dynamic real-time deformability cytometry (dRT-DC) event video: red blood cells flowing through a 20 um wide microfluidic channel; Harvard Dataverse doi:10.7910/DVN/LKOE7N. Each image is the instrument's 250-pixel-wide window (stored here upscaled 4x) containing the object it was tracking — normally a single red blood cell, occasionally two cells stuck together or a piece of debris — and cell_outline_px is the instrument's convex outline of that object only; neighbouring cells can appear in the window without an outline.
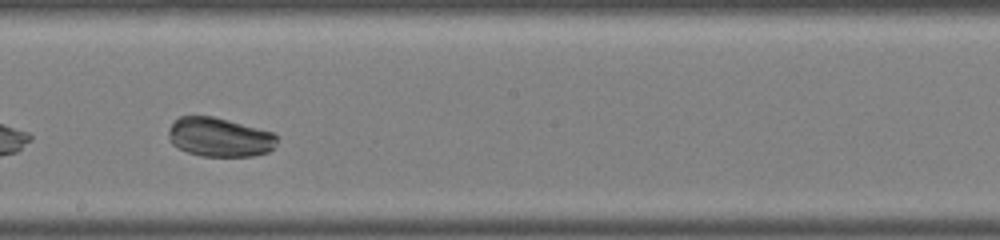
{"species": "common noctule bat (a hibernating species)", "species_latin": "Nyctalus noctula", "temperature_condition": "warm", "stored_images_in_passage": 25, "camera_frame_rate_fps": 3000, "um_per_image_px": 0.085, "animal": {"sex": "male", "body_mass_g": 19.0, "forearm_length_mm": 50.8}, "frame": {"image": 1, "passage_image": 15, "time_ms": 4.667, "image_size_px": [1000, 240], "cell_outline_px": [[276, 144], [268, 152], [252, 156], [200, 156], [188, 152], [172, 144], [168, 136], [168, 128], [172, 120], [180, 116], [212, 116], [228, 120], [272, 132], [276, 136]], "centroid_in_image_um": [18.61, 11.65], "position_along_channel_um": 229.6, "area_um2": 24.68}}
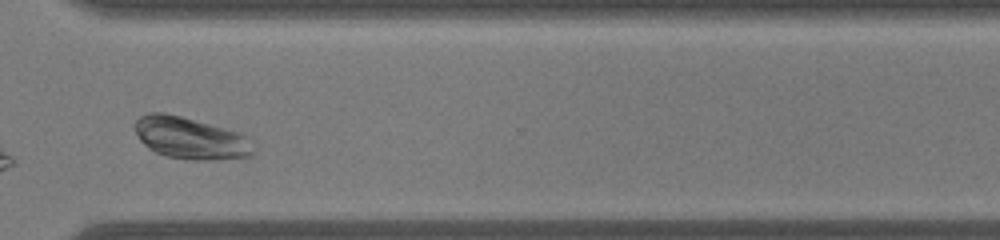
{"frame": {"image": 2, "passage_image": 22, "time_ms": 7.0, "image_size_px": [1000, 240], "cell_outline_px": [[256, 152], [252, 156], [212, 160], [188, 160], [168, 156], [156, 152], [148, 148], [140, 140], [136, 132], [136, 120], [140, 116], [148, 112], [164, 112], [180, 116], [224, 128], [248, 136], [252, 140], [256, 148]], "centroid_in_image_um": [16.24, 11.75], "position_along_channel_um": 354.4, "area_um2": 29.02}}